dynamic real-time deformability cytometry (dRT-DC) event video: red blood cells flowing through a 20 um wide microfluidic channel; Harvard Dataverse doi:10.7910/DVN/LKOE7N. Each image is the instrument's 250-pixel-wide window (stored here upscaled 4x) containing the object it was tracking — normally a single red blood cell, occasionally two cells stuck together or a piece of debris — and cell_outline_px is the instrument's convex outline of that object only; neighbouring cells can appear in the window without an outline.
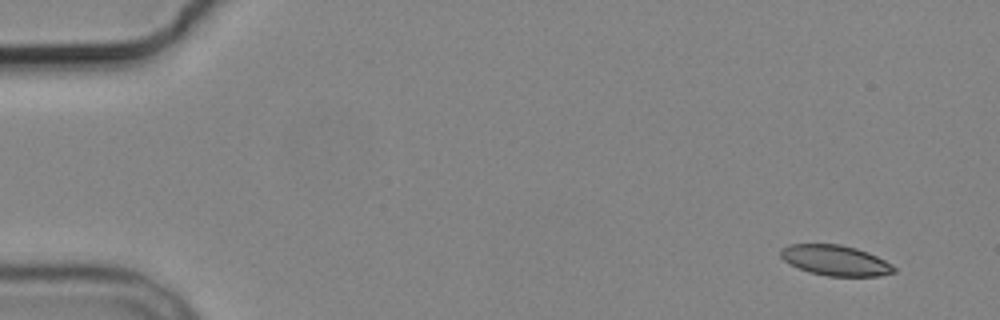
{"species": "common noctule bat (a hibernating species)", "species_latin": "Nyctalus noctula", "temperature_condition": "cold", "stored_images_in_passage": 6, "camera_frame_rate_fps": 3000, "um_per_image_px": 0.085, "animal": {"sex": "male", "body_mass_g": 19.2, "forearm_length_mm": 51.8}, "frame": {"image": 1, "passage_image": 1, "time_ms": 0.0, "image_size_px": [1000, 320], "cell_outline_px": [[896, 272], [880, 276], [828, 276], [808, 272], [784, 260], [780, 256], [780, 248], [788, 244], [840, 244], [856, 248], [868, 252], [892, 264], [896, 268]], "centroid_in_image_um": [71.02, 22.13], "position_along_channel_um": 14.0, "area_um2": 20.11}}
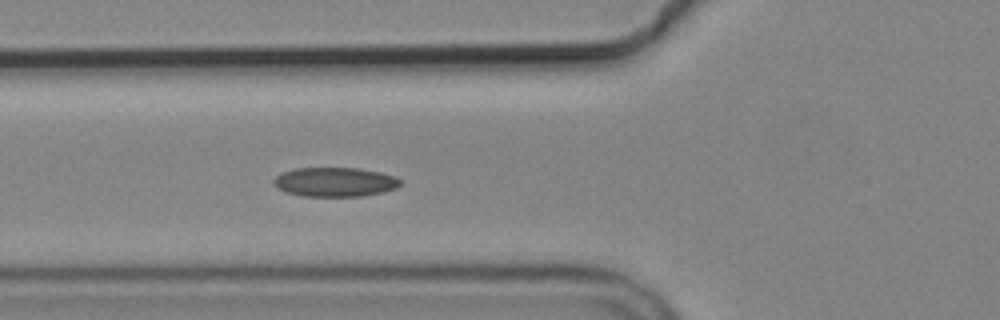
{"frame": {"image": 2, "passage_image": 6, "time_ms": 5.667, "image_size_px": [1000, 320], "cell_outline_px": [[400, 184], [396, 188], [380, 192], [360, 196], [304, 196], [284, 192], [276, 188], [272, 184], [272, 180], [280, 172], [296, 168], [360, 168], [380, 172], [396, 176], [400, 180]], "centroid_in_image_um": [28.4, 15.46], "position_along_channel_um": 97.4, "area_um2": 21.73}}